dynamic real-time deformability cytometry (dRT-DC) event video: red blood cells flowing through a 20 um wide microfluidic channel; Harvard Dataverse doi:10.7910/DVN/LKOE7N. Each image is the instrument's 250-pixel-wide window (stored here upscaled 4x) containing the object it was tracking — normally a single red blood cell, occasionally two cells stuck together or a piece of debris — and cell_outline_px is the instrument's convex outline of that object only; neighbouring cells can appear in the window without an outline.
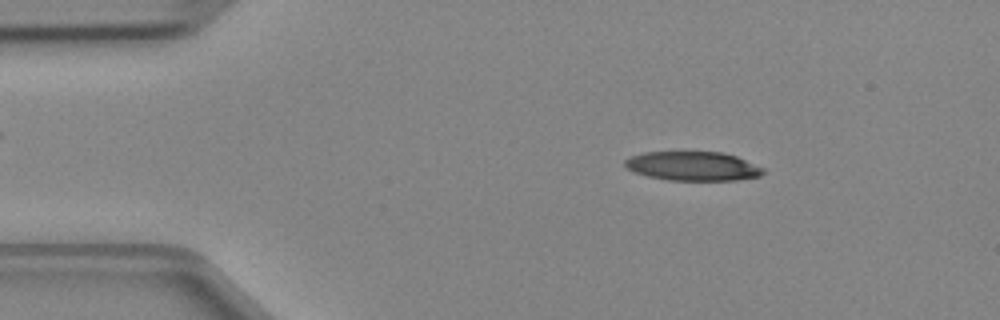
{"species": "Egyptian fruit bat (a non-hibernating species)", "species_latin": "Rousettus aegyptiacus", "temperature_condition": "cold", "stored_images_in_passage": 45, "camera_frame_rate_fps": 3000, "um_per_image_px": 0.085, "animal": {"sex": "female"}, "frame": {"image": 1, "passage_image": 5, "time_ms": 1.333, "image_size_px": [1000, 320], "cell_outline_px": [[764, 172], [760, 176], [736, 180], [668, 180], [648, 176], [636, 172], [628, 168], [624, 164], [624, 160], [632, 156], [644, 152], [724, 152], [736, 156], [764, 168]], "centroid_in_image_um": [58.91, 14.12], "position_along_channel_um": 26.1, "area_um2": 23.29}}
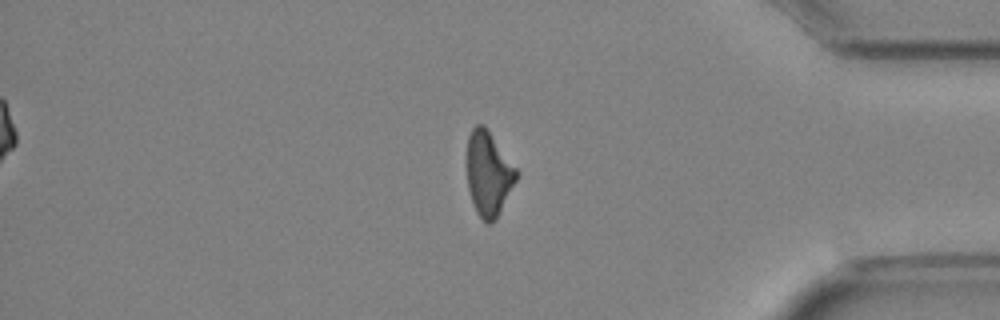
{"frame": {"image": 2, "passage_image": 37, "time_ms": 12.0, "image_size_px": [1000, 320], "cell_outline_px": [[516, 180], [496, 220], [488, 224], [476, 212], [472, 204], [468, 188], [468, 136], [472, 128], [476, 124], [484, 124], [516, 168]], "centroid_in_image_um": [41.51, 14.77], "position_along_channel_um": 393.7, "area_um2": 23.93}}
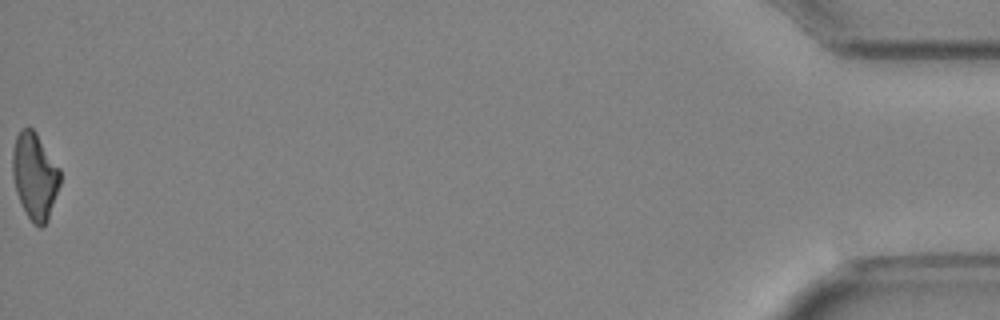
{"frame": {"image": 3, "passage_image": 45, "time_ms": 14.667, "image_size_px": [1000, 320], "cell_outline_px": [[60, 184], [48, 220], [40, 228], [28, 216], [16, 192], [12, 176], [12, 152], [16, 136], [20, 128], [32, 128], [36, 132], [60, 168]], "centroid_in_image_um": [2.95, 14.92], "position_along_channel_um": 432.2, "area_um2": 23.87}}